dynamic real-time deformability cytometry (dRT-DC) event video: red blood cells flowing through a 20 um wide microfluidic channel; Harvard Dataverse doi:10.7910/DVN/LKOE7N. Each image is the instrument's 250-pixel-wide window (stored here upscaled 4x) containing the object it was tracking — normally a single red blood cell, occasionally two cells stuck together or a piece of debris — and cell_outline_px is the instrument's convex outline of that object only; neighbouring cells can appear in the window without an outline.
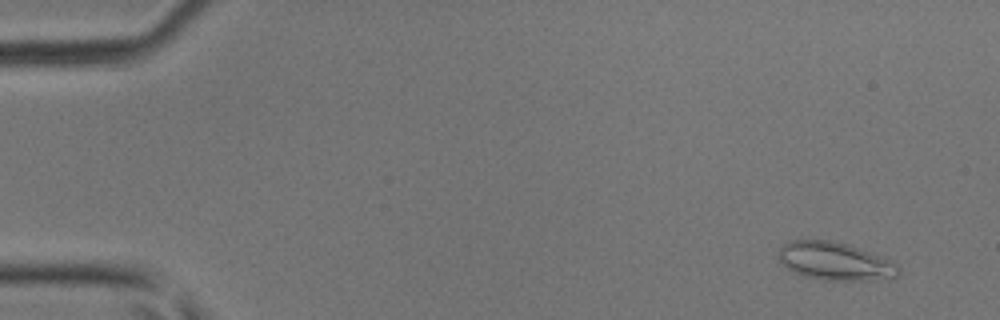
{"species": "common noctule bat (a hibernating species)", "species_latin": "Nyctalus noctula", "temperature_condition": "room temperature", "stored_images_in_passage": 48, "camera_frame_rate_fps": 3000, "um_per_image_px": 0.085, "animal": {"sex": "male", "body_mass_g": 17.9, "forearm_length_mm": 54.2}, "frame": {"image": 1, "passage_image": 4, "time_ms": 1.0, "image_size_px": [1000, 320], "cell_outline_px": [[900, 276], [860, 280], [824, 280], [804, 276], [788, 268], [780, 260], [780, 248], [788, 240], [828, 240], [848, 244], [892, 260], [900, 268]], "centroid_in_image_um": [71.0, 22.19], "position_along_channel_um": 14.0, "area_um2": 26.24}}
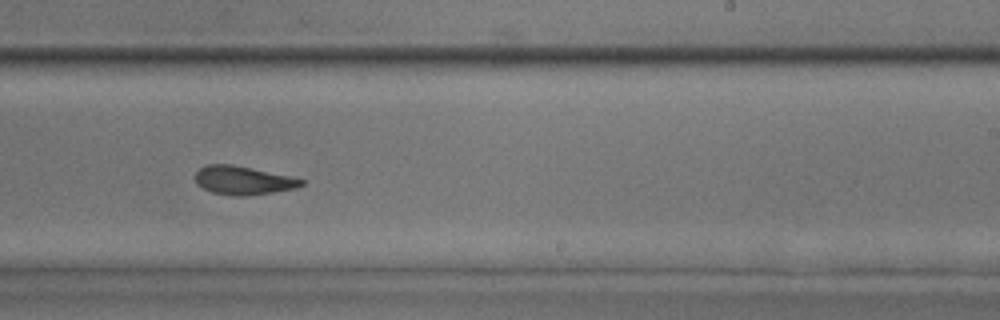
{"frame": {"image": 2, "passage_image": 30, "time_ms": 9.667, "image_size_px": [1000, 320], "cell_outline_px": [[304, 184], [296, 188], [272, 192], [244, 196], [232, 196], [212, 192], [196, 184], [196, 172], [200, 168], [208, 164], [232, 164], [288, 176], [304, 180]], "centroid_in_image_um": [20.64, 15.33], "position_along_channel_um": 268.4, "area_um2": 17.4}}
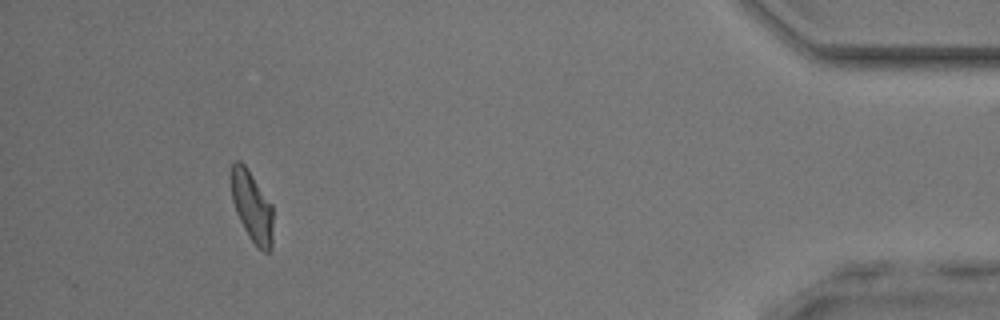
{"frame": {"image": 3, "passage_image": 44, "time_ms": 14.333, "image_size_px": [1000, 320], "cell_outline_px": [[272, 248], [268, 252], [264, 252], [248, 236], [236, 212], [232, 200], [232, 164], [236, 160], [240, 160], [244, 164], [272, 204]], "centroid_in_image_um": [21.43, 17.56], "position_along_channel_um": 413.8, "area_um2": 16.88}}